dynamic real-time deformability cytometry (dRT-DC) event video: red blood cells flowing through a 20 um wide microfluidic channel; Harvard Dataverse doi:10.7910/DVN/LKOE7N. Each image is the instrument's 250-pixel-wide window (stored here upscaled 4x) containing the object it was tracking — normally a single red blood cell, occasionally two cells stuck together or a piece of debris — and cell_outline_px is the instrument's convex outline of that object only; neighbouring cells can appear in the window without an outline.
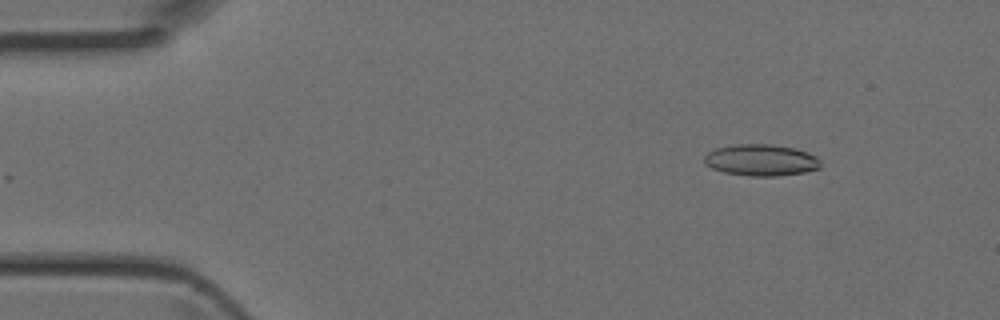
{"species": "Egyptian fruit bat (a non-hibernating species)", "species_latin": "Rousettus aegyptiacus", "temperature_condition": "room temperature", "stored_images_in_passage": 5, "camera_frame_rate_fps": 3000, "um_per_image_px": 0.085, "animal": {"sex": "female"}, "frame": {"image": 1, "passage_image": 2, "time_ms": 0.333, "image_size_px": [1000, 320], "cell_outline_px": [[820, 168], [804, 172], [776, 176], [752, 176], [724, 172], [712, 168], [704, 164], [704, 156], [708, 152], [716, 148], [736, 144], [772, 144], [792, 148], [808, 152], [816, 156], [820, 160]], "centroid_in_image_um": [64.68, 13.6], "position_along_channel_um": 20.3, "area_um2": 21.33}}
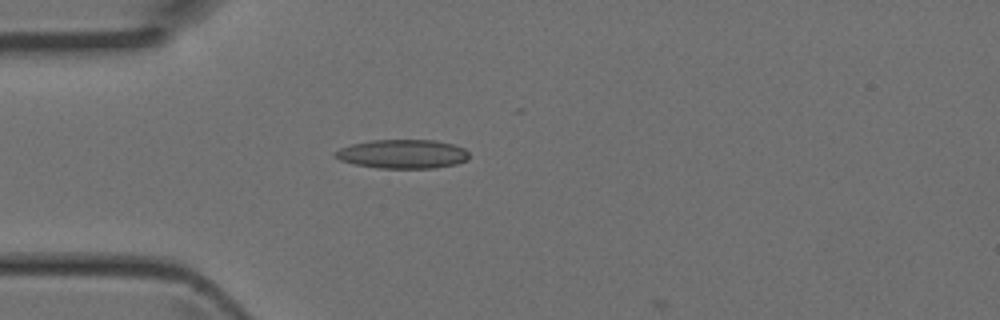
{"frame": {"image": 2, "passage_image": 4, "time_ms": 1.0, "image_size_px": [1000, 320], "cell_outline_px": [[468, 160], [456, 164], [436, 168], [380, 168], [356, 164], [340, 160], [336, 156], [336, 152], [340, 148], [352, 144], [372, 140], [436, 140], [452, 144], [464, 148], [468, 152]], "centroid_in_image_um": [34.27, 13.09], "position_along_channel_um": 50.7, "area_um2": 22.43}}